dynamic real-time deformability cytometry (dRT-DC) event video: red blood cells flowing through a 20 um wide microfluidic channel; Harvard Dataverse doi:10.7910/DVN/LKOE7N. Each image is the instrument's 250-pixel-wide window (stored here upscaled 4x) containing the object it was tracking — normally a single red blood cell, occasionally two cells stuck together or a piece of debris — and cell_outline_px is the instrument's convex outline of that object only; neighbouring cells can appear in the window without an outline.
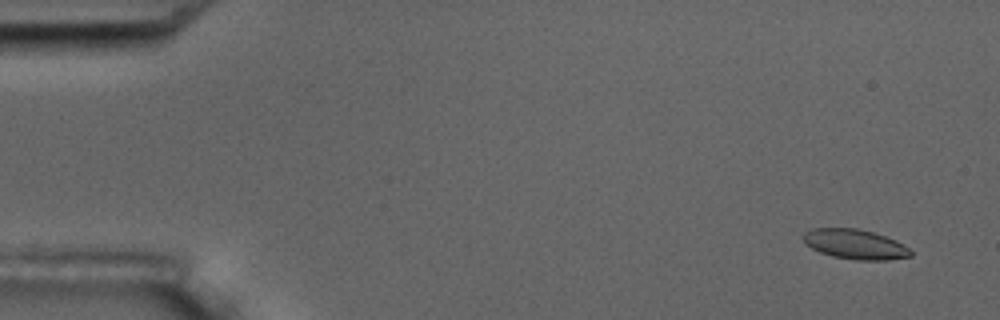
{"species": "common noctule bat (a hibernating species)", "species_latin": "Nyctalus noctula", "temperature_condition": "room temperature", "stored_images_in_passage": 5, "camera_frame_rate_fps": 3000, "um_per_image_px": 0.085, "animal": {"sex": "male", "body_mass_g": 17.5, "forearm_length_mm": 52.3}, "frame": {"image": 1, "passage_image": 1, "time_ms": 0.0, "image_size_px": [1000, 320], "cell_outline_px": [[912, 256], [888, 260], [856, 260], [832, 256], [820, 252], [812, 248], [800, 236], [804, 232], [812, 228], [856, 228], [872, 232], [896, 240], [908, 248], [912, 252]], "centroid_in_image_um": [72.67, 20.76], "position_along_channel_um": 12.3, "area_um2": 18.61}}
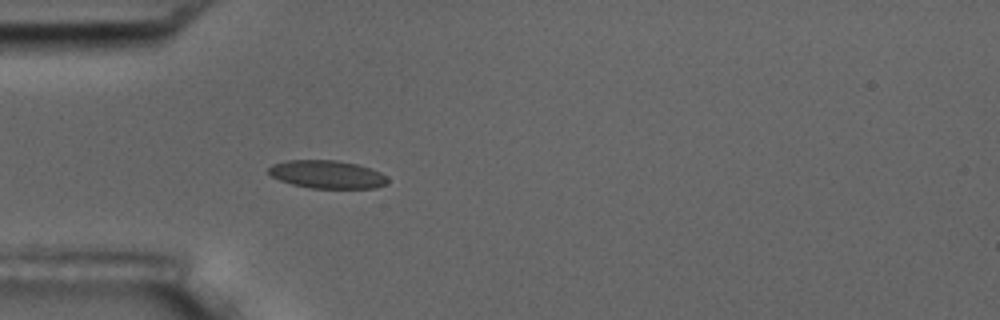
{"frame": {"image": 2, "passage_image": 5, "time_ms": 4.667, "image_size_px": [1000, 320], "cell_outline_px": [[388, 184], [376, 188], [312, 188], [292, 184], [280, 180], [272, 176], [268, 172], [268, 168], [272, 164], [288, 160], [336, 160], [356, 164], [380, 172], [388, 180]], "centroid_in_image_um": [27.79, 14.82], "position_along_channel_um": 57.2, "area_um2": 19.31}}